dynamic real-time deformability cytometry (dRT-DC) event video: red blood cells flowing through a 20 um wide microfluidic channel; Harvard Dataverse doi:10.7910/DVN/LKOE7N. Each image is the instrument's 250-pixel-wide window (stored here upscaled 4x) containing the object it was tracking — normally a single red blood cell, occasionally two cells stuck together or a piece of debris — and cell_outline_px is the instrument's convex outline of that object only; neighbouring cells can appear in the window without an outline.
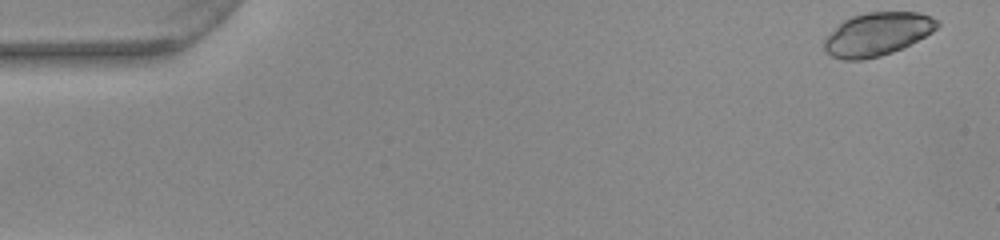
{"species": "common noctule bat (a hibernating species)", "species_latin": "Nyctalus noctula", "temperature_condition": "warm", "stored_images_in_passage": 51, "camera_frame_rate_fps": 3000, "um_per_image_px": 0.085, "animal": {"sex": "female", "body_mass_g": 22.0, "forearm_length_mm": 56.7}, "frame": {"image": 1, "passage_image": 1, "time_ms": 0.0, "image_size_px": [1000, 240], "cell_outline_px": [[940, 24], [932, 32], [904, 48], [880, 56], [864, 60], [844, 60], [832, 56], [824, 48], [824, 40], [844, 20], [852, 16], [868, 12], [920, 12], [940, 20]], "centroid_in_image_um": [74.62, 2.9], "position_along_channel_um": 10.4, "area_um2": 28.32}}